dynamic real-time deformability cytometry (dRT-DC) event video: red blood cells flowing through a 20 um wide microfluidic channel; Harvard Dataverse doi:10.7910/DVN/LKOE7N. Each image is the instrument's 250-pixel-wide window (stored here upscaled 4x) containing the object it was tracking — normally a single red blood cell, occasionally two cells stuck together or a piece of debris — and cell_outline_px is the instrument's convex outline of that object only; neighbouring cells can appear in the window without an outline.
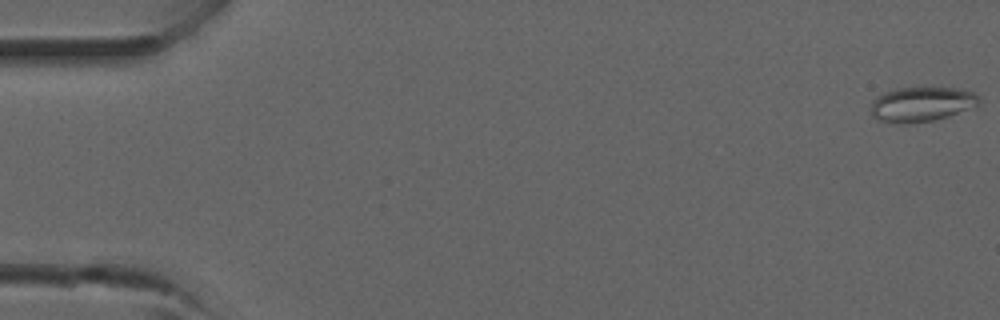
{"species": "common noctule bat (a hibernating species)", "species_latin": "Nyctalus noctula", "temperature_condition": "room temperature", "stored_images_in_passage": 38, "camera_frame_rate_fps": 3000, "um_per_image_px": 0.085, "animal": {"sex": "male", "forearm_length_mm": 52.5}, "frame": {"image": 1, "passage_image": 1, "time_ms": 0.0, "image_size_px": [1000, 320], "cell_outline_px": [[980, 104], [948, 116], [932, 120], [908, 124], [904, 124], [876, 120], [872, 116], [872, 100], [876, 96], [884, 92], [896, 88], [920, 84], [956, 88], [972, 92], [980, 96]], "centroid_in_image_um": [78.32, 8.8], "position_along_channel_um": 6.7, "area_um2": 22.72}}
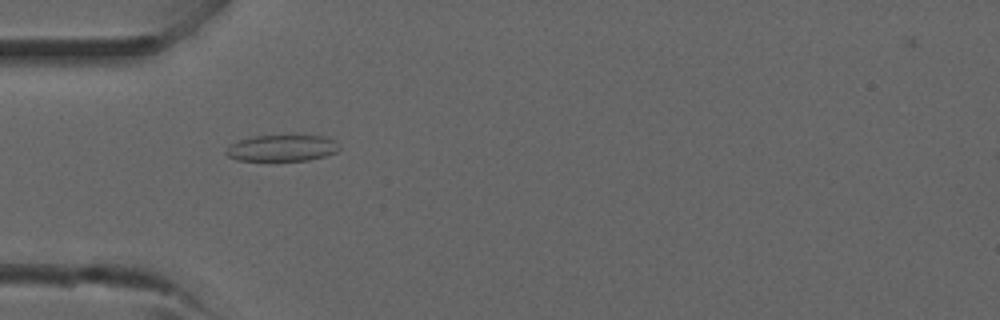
{"frame": {"image": 2, "passage_image": 12, "time_ms": 3.667, "image_size_px": [1000, 320], "cell_outline_px": [[340, 148], [336, 152], [324, 156], [308, 160], [236, 160], [228, 156], [224, 152], [232, 144], [240, 140], [256, 136], [324, 136], [332, 140]], "centroid_in_image_um": [23.96, 12.59], "position_along_channel_um": 61.0, "area_um2": 16.94}}
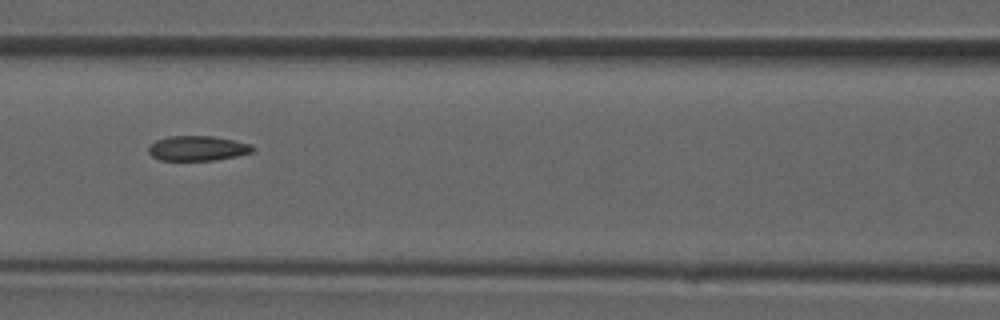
{"frame": {"image": 3, "passage_image": 17, "time_ms": 5.333, "image_size_px": [1000, 320], "cell_outline_px": [[256, 148], [252, 152], [236, 156], [216, 160], [160, 160], [152, 156], [148, 152], [148, 148], [156, 140], [168, 136], [216, 136], [236, 140], [252, 144]], "centroid_in_image_um": [16.83, 12.59], "position_along_channel_um": 149.8, "area_um2": 15.26}}